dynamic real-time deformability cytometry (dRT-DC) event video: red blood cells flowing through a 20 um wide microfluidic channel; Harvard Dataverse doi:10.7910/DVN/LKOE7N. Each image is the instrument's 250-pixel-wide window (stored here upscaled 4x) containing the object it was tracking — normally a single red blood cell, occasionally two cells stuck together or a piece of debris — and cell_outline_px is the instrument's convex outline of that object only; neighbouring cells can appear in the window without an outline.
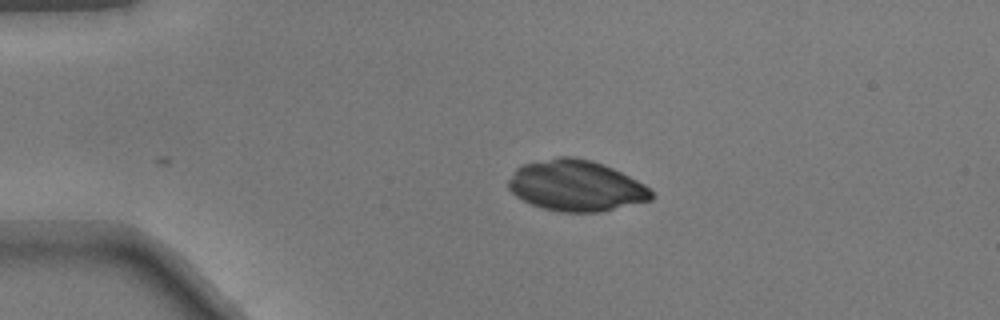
{"species": "common noctule bat (a hibernating species)", "species_latin": "Nyctalus noctula", "temperature_condition": "warm", "stored_images_in_passage": 38, "camera_frame_rate_fps": 3000, "um_per_image_px": 0.085, "animal": {"sex": "male", "body_mass_g": 17.9}, "frame": {"image": 1, "passage_image": 1, "time_ms": 0.0, "image_size_px": [1000, 320], "cell_outline_px": [[652, 200], [600, 212], [560, 212], [544, 208], [532, 204], [516, 196], [508, 188], [508, 180], [516, 168], [520, 164], [556, 156], [572, 156], [592, 160], [604, 164], [644, 184], [652, 192]], "centroid_in_image_um": [48.93, 15.77], "position_along_channel_um": 36.1, "area_um2": 42.48}}
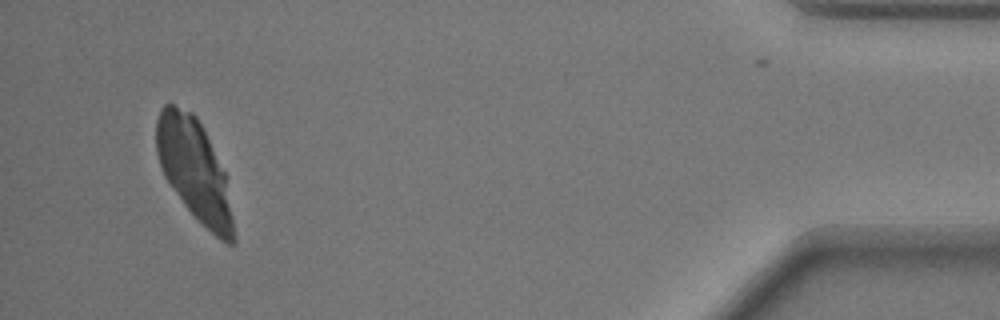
{"frame": {"image": 2, "passage_image": 38, "time_ms": 12.333, "image_size_px": [1000, 320], "cell_outline_px": [[236, 244], [228, 244], [220, 240], [184, 204], [164, 176], [156, 152], [156, 120], [160, 108], [164, 104], [172, 104], [192, 112], [196, 116], [224, 172], [236, 236]], "centroid_in_image_um": [16.5, 14.44], "position_along_channel_um": 418.7, "area_um2": 44.68}}